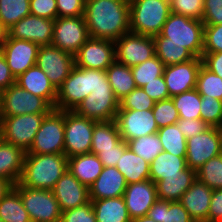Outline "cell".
<instances>
[{"instance_id":"obj_40","label":"cell","mask_w":222,"mask_h":222,"mask_svg":"<svg viewBox=\"0 0 222 222\" xmlns=\"http://www.w3.org/2000/svg\"><path fill=\"white\" fill-rule=\"evenodd\" d=\"M127 146L135 154L151 163L162 151V144L157 133L138 137L127 142Z\"/></svg>"},{"instance_id":"obj_62","label":"cell","mask_w":222,"mask_h":222,"mask_svg":"<svg viewBox=\"0 0 222 222\" xmlns=\"http://www.w3.org/2000/svg\"><path fill=\"white\" fill-rule=\"evenodd\" d=\"M220 143H221V154H222V126L219 127Z\"/></svg>"},{"instance_id":"obj_11","label":"cell","mask_w":222,"mask_h":222,"mask_svg":"<svg viewBox=\"0 0 222 222\" xmlns=\"http://www.w3.org/2000/svg\"><path fill=\"white\" fill-rule=\"evenodd\" d=\"M89 38L84 16L57 17L54 20L52 46L75 55Z\"/></svg>"},{"instance_id":"obj_27","label":"cell","mask_w":222,"mask_h":222,"mask_svg":"<svg viewBox=\"0 0 222 222\" xmlns=\"http://www.w3.org/2000/svg\"><path fill=\"white\" fill-rule=\"evenodd\" d=\"M25 154L21 147L0 139V177L9 180L13 185L18 183L23 173Z\"/></svg>"},{"instance_id":"obj_65","label":"cell","mask_w":222,"mask_h":222,"mask_svg":"<svg viewBox=\"0 0 222 222\" xmlns=\"http://www.w3.org/2000/svg\"><path fill=\"white\" fill-rule=\"evenodd\" d=\"M0 139H1V121H0Z\"/></svg>"},{"instance_id":"obj_24","label":"cell","mask_w":222,"mask_h":222,"mask_svg":"<svg viewBox=\"0 0 222 222\" xmlns=\"http://www.w3.org/2000/svg\"><path fill=\"white\" fill-rule=\"evenodd\" d=\"M126 187L125 177L116 167H104L101 174L89 187V199L122 197Z\"/></svg>"},{"instance_id":"obj_25","label":"cell","mask_w":222,"mask_h":222,"mask_svg":"<svg viewBox=\"0 0 222 222\" xmlns=\"http://www.w3.org/2000/svg\"><path fill=\"white\" fill-rule=\"evenodd\" d=\"M16 84L33 95L44 98L53 108L57 99V89L45 72L37 65L30 67L18 78Z\"/></svg>"},{"instance_id":"obj_13","label":"cell","mask_w":222,"mask_h":222,"mask_svg":"<svg viewBox=\"0 0 222 222\" xmlns=\"http://www.w3.org/2000/svg\"><path fill=\"white\" fill-rule=\"evenodd\" d=\"M36 65L45 72L50 82L58 89L75 67V57L52 45L40 46Z\"/></svg>"},{"instance_id":"obj_60","label":"cell","mask_w":222,"mask_h":222,"mask_svg":"<svg viewBox=\"0 0 222 222\" xmlns=\"http://www.w3.org/2000/svg\"><path fill=\"white\" fill-rule=\"evenodd\" d=\"M8 35L7 29L0 23V51L5 44L6 38Z\"/></svg>"},{"instance_id":"obj_61","label":"cell","mask_w":222,"mask_h":222,"mask_svg":"<svg viewBox=\"0 0 222 222\" xmlns=\"http://www.w3.org/2000/svg\"><path fill=\"white\" fill-rule=\"evenodd\" d=\"M131 222H156L155 220L151 219L148 215L137 217L132 219Z\"/></svg>"},{"instance_id":"obj_22","label":"cell","mask_w":222,"mask_h":222,"mask_svg":"<svg viewBox=\"0 0 222 222\" xmlns=\"http://www.w3.org/2000/svg\"><path fill=\"white\" fill-rule=\"evenodd\" d=\"M123 198L131 219L145 216L158 199L156 183L148 179L127 184Z\"/></svg>"},{"instance_id":"obj_39","label":"cell","mask_w":222,"mask_h":222,"mask_svg":"<svg viewBox=\"0 0 222 222\" xmlns=\"http://www.w3.org/2000/svg\"><path fill=\"white\" fill-rule=\"evenodd\" d=\"M178 111L179 119H201V95L196 89L171 97Z\"/></svg>"},{"instance_id":"obj_29","label":"cell","mask_w":222,"mask_h":222,"mask_svg":"<svg viewBox=\"0 0 222 222\" xmlns=\"http://www.w3.org/2000/svg\"><path fill=\"white\" fill-rule=\"evenodd\" d=\"M116 168L124 175L127 184L150 179V163L131 151L128 146Z\"/></svg>"},{"instance_id":"obj_4","label":"cell","mask_w":222,"mask_h":222,"mask_svg":"<svg viewBox=\"0 0 222 222\" xmlns=\"http://www.w3.org/2000/svg\"><path fill=\"white\" fill-rule=\"evenodd\" d=\"M130 32L146 36L160 34L171 14L169 0H129Z\"/></svg>"},{"instance_id":"obj_33","label":"cell","mask_w":222,"mask_h":222,"mask_svg":"<svg viewBox=\"0 0 222 222\" xmlns=\"http://www.w3.org/2000/svg\"><path fill=\"white\" fill-rule=\"evenodd\" d=\"M187 168L186 157H178L162 151L150 163V179L156 183L164 176L180 175Z\"/></svg>"},{"instance_id":"obj_6","label":"cell","mask_w":222,"mask_h":222,"mask_svg":"<svg viewBox=\"0 0 222 222\" xmlns=\"http://www.w3.org/2000/svg\"><path fill=\"white\" fill-rule=\"evenodd\" d=\"M65 111L53 108L45 115L26 154H64Z\"/></svg>"},{"instance_id":"obj_20","label":"cell","mask_w":222,"mask_h":222,"mask_svg":"<svg viewBox=\"0 0 222 222\" xmlns=\"http://www.w3.org/2000/svg\"><path fill=\"white\" fill-rule=\"evenodd\" d=\"M202 64V58L195 57L185 63L164 67L163 78L170 97L195 89Z\"/></svg>"},{"instance_id":"obj_48","label":"cell","mask_w":222,"mask_h":222,"mask_svg":"<svg viewBox=\"0 0 222 222\" xmlns=\"http://www.w3.org/2000/svg\"><path fill=\"white\" fill-rule=\"evenodd\" d=\"M222 52V24L204 25L203 53Z\"/></svg>"},{"instance_id":"obj_9","label":"cell","mask_w":222,"mask_h":222,"mask_svg":"<svg viewBox=\"0 0 222 222\" xmlns=\"http://www.w3.org/2000/svg\"><path fill=\"white\" fill-rule=\"evenodd\" d=\"M96 122L75 111H65L64 154L67 158L90 153Z\"/></svg>"},{"instance_id":"obj_15","label":"cell","mask_w":222,"mask_h":222,"mask_svg":"<svg viewBox=\"0 0 222 222\" xmlns=\"http://www.w3.org/2000/svg\"><path fill=\"white\" fill-rule=\"evenodd\" d=\"M220 154L219 127H210L205 132L187 139L186 164L196 172L208 160Z\"/></svg>"},{"instance_id":"obj_42","label":"cell","mask_w":222,"mask_h":222,"mask_svg":"<svg viewBox=\"0 0 222 222\" xmlns=\"http://www.w3.org/2000/svg\"><path fill=\"white\" fill-rule=\"evenodd\" d=\"M195 89L201 96H211L222 101V78L203 64L198 72Z\"/></svg>"},{"instance_id":"obj_47","label":"cell","mask_w":222,"mask_h":222,"mask_svg":"<svg viewBox=\"0 0 222 222\" xmlns=\"http://www.w3.org/2000/svg\"><path fill=\"white\" fill-rule=\"evenodd\" d=\"M169 3L171 12L202 20L204 0H169Z\"/></svg>"},{"instance_id":"obj_1","label":"cell","mask_w":222,"mask_h":222,"mask_svg":"<svg viewBox=\"0 0 222 222\" xmlns=\"http://www.w3.org/2000/svg\"><path fill=\"white\" fill-rule=\"evenodd\" d=\"M84 18L90 38L116 41L130 32L129 0L90 1Z\"/></svg>"},{"instance_id":"obj_51","label":"cell","mask_w":222,"mask_h":222,"mask_svg":"<svg viewBox=\"0 0 222 222\" xmlns=\"http://www.w3.org/2000/svg\"><path fill=\"white\" fill-rule=\"evenodd\" d=\"M204 25L222 24V0H204L201 20Z\"/></svg>"},{"instance_id":"obj_34","label":"cell","mask_w":222,"mask_h":222,"mask_svg":"<svg viewBox=\"0 0 222 222\" xmlns=\"http://www.w3.org/2000/svg\"><path fill=\"white\" fill-rule=\"evenodd\" d=\"M147 215L156 222H195L179 201L157 199Z\"/></svg>"},{"instance_id":"obj_49","label":"cell","mask_w":222,"mask_h":222,"mask_svg":"<svg viewBox=\"0 0 222 222\" xmlns=\"http://www.w3.org/2000/svg\"><path fill=\"white\" fill-rule=\"evenodd\" d=\"M60 222H96L91 200L82 206L62 212Z\"/></svg>"},{"instance_id":"obj_14","label":"cell","mask_w":222,"mask_h":222,"mask_svg":"<svg viewBox=\"0 0 222 222\" xmlns=\"http://www.w3.org/2000/svg\"><path fill=\"white\" fill-rule=\"evenodd\" d=\"M119 100L111 88H98L92 91L74 110L80 116L99 121L116 119Z\"/></svg>"},{"instance_id":"obj_45","label":"cell","mask_w":222,"mask_h":222,"mask_svg":"<svg viewBox=\"0 0 222 222\" xmlns=\"http://www.w3.org/2000/svg\"><path fill=\"white\" fill-rule=\"evenodd\" d=\"M154 104L155 101L146 94L142 87H136L119 100V110H152Z\"/></svg>"},{"instance_id":"obj_8","label":"cell","mask_w":222,"mask_h":222,"mask_svg":"<svg viewBox=\"0 0 222 222\" xmlns=\"http://www.w3.org/2000/svg\"><path fill=\"white\" fill-rule=\"evenodd\" d=\"M48 113L23 114L11 117H0L1 139L21 147L27 152L32 146L36 133Z\"/></svg>"},{"instance_id":"obj_17","label":"cell","mask_w":222,"mask_h":222,"mask_svg":"<svg viewBox=\"0 0 222 222\" xmlns=\"http://www.w3.org/2000/svg\"><path fill=\"white\" fill-rule=\"evenodd\" d=\"M115 120L125 142L155 134L159 130L152 110H118Z\"/></svg>"},{"instance_id":"obj_36","label":"cell","mask_w":222,"mask_h":222,"mask_svg":"<svg viewBox=\"0 0 222 222\" xmlns=\"http://www.w3.org/2000/svg\"><path fill=\"white\" fill-rule=\"evenodd\" d=\"M0 219L3 222H32L20 194L14 188L0 200Z\"/></svg>"},{"instance_id":"obj_57","label":"cell","mask_w":222,"mask_h":222,"mask_svg":"<svg viewBox=\"0 0 222 222\" xmlns=\"http://www.w3.org/2000/svg\"><path fill=\"white\" fill-rule=\"evenodd\" d=\"M202 62L207 69L222 78V52L203 53Z\"/></svg>"},{"instance_id":"obj_28","label":"cell","mask_w":222,"mask_h":222,"mask_svg":"<svg viewBox=\"0 0 222 222\" xmlns=\"http://www.w3.org/2000/svg\"><path fill=\"white\" fill-rule=\"evenodd\" d=\"M103 168L96 154L87 153L68 158V170L88 188L98 178Z\"/></svg>"},{"instance_id":"obj_58","label":"cell","mask_w":222,"mask_h":222,"mask_svg":"<svg viewBox=\"0 0 222 222\" xmlns=\"http://www.w3.org/2000/svg\"><path fill=\"white\" fill-rule=\"evenodd\" d=\"M15 83L16 79L10 71L4 55L0 51V91L7 89Z\"/></svg>"},{"instance_id":"obj_59","label":"cell","mask_w":222,"mask_h":222,"mask_svg":"<svg viewBox=\"0 0 222 222\" xmlns=\"http://www.w3.org/2000/svg\"><path fill=\"white\" fill-rule=\"evenodd\" d=\"M14 187L7 179L0 177V200Z\"/></svg>"},{"instance_id":"obj_64","label":"cell","mask_w":222,"mask_h":222,"mask_svg":"<svg viewBox=\"0 0 222 222\" xmlns=\"http://www.w3.org/2000/svg\"><path fill=\"white\" fill-rule=\"evenodd\" d=\"M0 110H1V91H0Z\"/></svg>"},{"instance_id":"obj_52","label":"cell","mask_w":222,"mask_h":222,"mask_svg":"<svg viewBox=\"0 0 222 222\" xmlns=\"http://www.w3.org/2000/svg\"><path fill=\"white\" fill-rule=\"evenodd\" d=\"M58 17L84 16L85 2L83 0H56Z\"/></svg>"},{"instance_id":"obj_19","label":"cell","mask_w":222,"mask_h":222,"mask_svg":"<svg viewBox=\"0 0 222 222\" xmlns=\"http://www.w3.org/2000/svg\"><path fill=\"white\" fill-rule=\"evenodd\" d=\"M53 30L54 20L29 14L7 31L10 38L27 40L39 46H45L51 45Z\"/></svg>"},{"instance_id":"obj_12","label":"cell","mask_w":222,"mask_h":222,"mask_svg":"<svg viewBox=\"0 0 222 222\" xmlns=\"http://www.w3.org/2000/svg\"><path fill=\"white\" fill-rule=\"evenodd\" d=\"M115 61L134 67L155 55V43L152 36L127 33L114 41Z\"/></svg>"},{"instance_id":"obj_31","label":"cell","mask_w":222,"mask_h":222,"mask_svg":"<svg viewBox=\"0 0 222 222\" xmlns=\"http://www.w3.org/2000/svg\"><path fill=\"white\" fill-rule=\"evenodd\" d=\"M107 80L115 97L121 100L136 88L131 67L114 61L106 69Z\"/></svg>"},{"instance_id":"obj_54","label":"cell","mask_w":222,"mask_h":222,"mask_svg":"<svg viewBox=\"0 0 222 222\" xmlns=\"http://www.w3.org/2000/svg\"><path fill=\"white\" fill-rule=\"evenodd\" d=\"M142 89L155 102L170 98L163 76H159L154 81L148 82L142 86Z\"/></svg>"},{"instance_id":"obj_46","label":"cell","mask_w":222,"mask_h":222,"mask_svg":"<svg viewBox=\"0 0 222 222\" xmlns=\"http://www.w3.org/2000/svg\"><path fill=\"white\" fill-rule=\"evenodd\" d=\"M152 112L159 129L176 124L179 120L178 111L171 97L155 102Z\"/></svg>"},{"instance_id":"obj_41","label":"cell","mask_w":222,"mask_h":222,"mask_svg":"<svg viewBox=\"0 0 222 222\" xmlns=\"http://www.w3.org/2000/svg\"><path fill=\"white\" fill-rule=\"evenodd\" d=\"M164 67L165 65L156 55L131 67L136 87H142L148 82L154 81L155 78L163 76Z\"/></svg>"},{"instance_id":"obj_23","label":"cell","mask_w":222,"mask_h":222,"mask_svg":"<svg viewBox=\"0 0 222 222\" xmlns=\"http://www.w3.org/2000/svg\"><path fill=\"white\" fill-rule=\"evenodd\" d=\"M213 190L196 179L180 199L182 206L195 222H208V211Z\"/></svg>"},{"instance_id":"obj_53","label":"cell","mask_w":222,"mask_h":222,"mask_svg":"<svg viewBox=\"0 0 222 222\" xmlns=\"http://www.w3.org/2000/svg\"><path fill=\"white\" fill-rule=\"evenodd\" d=\"M176 124L186 139L195 137L210 128L202 119H179Z\"/></svg>"},{"instance_id":"obj_63","label":"cell","mask_w":222,"mask_h":222,"mask_svg":"<svg viewBox=\"0 0 222 222\" xmlns=\"http://www.w3.org/2000/svg\"><path fill=\"white\" fill-rule=\"evenodd\" d=\"M86 3L90 2V1H93V0H83Z\"/></svg>"},{"instance_id":"obj_35","label":"cell","mask_w":222,"mask_h":222,"mask_svg":"<svg viewBox=\"0 0 222 222\" xmlns=\"http://www.w3.org/2000/svg\"><path fill=\"white\" fill-rule=\"evenodd\" d=\"M155 43V55L165 66L185 63L195 56L183 45L176 43H165V37L160 34L153 36Z\"/></svg>"},{"instance_id":"obj_10","label":"cell","mask_w":222,"mask_h":222,"mask_svg":"<svg viewBox=\"0 0 222 222\" xmlns=\"http://www.w3.org/2000/svg\"><path fill=\"white\" fill-rule=\"evenodd\" d=\"M52 109L44 98L33 95L16 83L1 91L0 117L49 113Z\"/></svg>"},{"instance_id":"obj_50","label":"cell","mask_w":222,"mask_h":222,"mask_svg":"<svg viewBox=\"0 0 222 222\" xmlns=\"http://www.w3.org/2000/svg\"><path fill=\"white\" fill-rule=\"evenodd\" d=\"M30 13L55 20L58 17L56 0H30Z\"/></svg>"},{"instance_id":"obj_38","label":"cell","mask_w":222,"mask_h":222,"mask_svg":"<svg viewBox=\"0 0 222 222\" xmlns=\"http://www.w3.org/2000/svg\"><path fill=\"white\" fill-rule=\"evenodd\" d=\"M30 13V0H0V23L8 30Z\"/></svg>"},{"instance_id":"obj_5","label":"cell","mask_w":222,"mask_h":222,"mask_svg":"<svg viewBox=\"0 0 222 222\" xmlns=\"http://www.w3.org/2000/svg\"><path fill=\"white\" fill-rule=\"evenodd\" d=\"M165 43L183 45L195 57L202 58L204 47V23L171 12L160 32Z\"/></svg>"},{"instance_id":"obj_21","label":"cell","mask_w":222,"mask_h":222,"mask_svg":"<svg viewBox=\"0 0 222 222\" xmlns=\"http://www.w3.org/2000/svg\"><path fill=\"white\" fill-rule=\"evenodd\" d=\"M52 192L61 212L82 206L90 201L89 188L74 177L69 170L56 182Z\"/></svg>"},{"instance_id":"obj_3","label":"cell","mask_w":222,"mask_h":222,"mask_svg":"<svg viewBox=\"0 0 222 222\" xmlns=\"http://www.w3.org/2000/svg\"><path fill=\"white\" fill-rule=\"evenodd\" d=\"M67 170L65 154H25L19 183L32 189L52 190Z\"/></svg>"},{"instance_id":"obj_55","label":"cell","mask_w":222,"mask_h":222,"mask_svg":"<svg viewBox=\"0 0 222 222\" xmlns=\"http://www.w3.org/2000/svg\"><path fill=\"white\" fill-rule=\"evenodd\" d=\"M126 147L127 142L122 139L114 149L103 150L97 156L104 167H116Z\"/></svg>"},{"instance_id":"obj_26","label":"cell","mask_w":222,"mask_h":222,"mask_svg":"<svg viewBox=\"0 0 222 222\" xmlns=\"http://www.w3.org/2000/svg\"><path fill=\"white\" fill-rule=\"evenodd\" d=\"M197 179L196 171L187 167L180 175L164 176L156 182L157 198L166 201H180L183 193Z\"/></svg>"},{"instance_id":"obj_32","label":"cell","mask_w":222,"mask_h":222,"mask_svg":"<svg viewBox=\"0 0 222 222\" xmlns=\"http://www.w3.org/2000/svg\"><path fill=\"white\" fill-rule=\"evenodd\" d=\"M121 140L122 138L115 119L96 122L90 153L98 155L103 150L114 149Z\"/></svg>"},{"instance_id":"obj_16","label":"cell","mask_w":222,"mask_h":222,"mask_svg":"<svg viewBox=\"0 0 222 222\" xmlns=\"http://www.w3.org/2000/svg\"><path fill=\"white\" fill-rule=\"evenodd\" d=\"M74 57L77 67L106 71L115 61L114 41L89 38Z\"/></svg>"},{"instance_id":"obj_30","label":"cell","mask_w":222,"mask_h":222,"mask_svg":"<svg viewBox=\"0 0 222 222\" xmlns=\"http://www.w3.org/2000/svg\"><path fill=\"white\" fill-rule=\"evenodd\" d=\"M96 222H131L122 197L91 200Z\"/></svg>"},{"instance_id":"obj_2","label":"cell","mask_w":222,"mask_h":222,"mask_svg":"<svg viewBox=\"0 0 222 222\" xmlns=\"http://www.w3.org/2000/svg\"><path fill=\"white\" fill-rule=\"evenodd\" d=\"M111 88L106 71L75 66L57 89L55 109L74 111L95 89Z\"/></svg>"},{"instance_id":"obj_7","label":"cell","mask_w":222,"mask_h":222,"mask_svg":"<svg viewBox=\"0 0 222 222\" xmlns=\"http://www.w3.org/2000/svg\"><path fill=\"white\" fill-rule=\"evenodd\" d=\"M22 199L32 222H60L62 212L52 190L32 189L19 182L13 187Z\"/></svg>"},{"instance_id":"obj_18","label":"cell","mask_w":222,"mask_h":222,"mask_svg":"<svg viewBox=\"0 0 222 222\" xmlns=\"http://www.w3.org/2000/svg\"><path fill=\"white\" fill-rule=\"evenodd\" d=\"M39 47L31 41L10 38L7 35L1 52L15 79L36 65Z\"/></svg>"},{"instance_id":"obj_37","label":"cell","mask_w":222,"mask_h":222,"mask_svg":"<svg viewBox=\"0 0 222 222\" xmlns=\"http://www.w3.org/2000/svg\"><path fill=\"white\" fill-rule=\"evenodd\" d=\"M157 134L160 138L163 151L178 157H186L187 139L177 124L160 128Z\"/></svg>"},{"instance_id":"obj_56","label":"cell","mask_w":222,"mask_h":222,"mask_svg":"<svg viewBox=\"0 0 222 222\" xmlns=\"http://www.w3.org/2000/svg\"><path fill=\"white\" fill-rule=\"evenodd\" d=\"M208 222H222V189L213 190L208 211Z\"/></svg>"},{"instance_id":"obj_43","label":"cell","mask_w":222,"mask_h":222,"mask_svg":"<svg viewBox=\"0 0 222 222\" xmlns=\"http://www.w3.org/2000/svg\"><path fill=\"white\" fill-rule=\"evenodd\" d=\"M196 177L212 190L222 189V154L203 164L196 172Z\"/></svg>"},{"instance_id":"obj_44","label":"cell","mask_w":222,"mask_h":222,"mask_svg":"<svg viewBox=\"0 0 222 222\" xmlns=\"http://www.w3.org/2000/svg\"><path fill=\"white\" fill-rule=\"evenodd\" d=\"M201 119L210 127L222 126V101L211 96H201Z\"/></svg>"}]
</instances>
